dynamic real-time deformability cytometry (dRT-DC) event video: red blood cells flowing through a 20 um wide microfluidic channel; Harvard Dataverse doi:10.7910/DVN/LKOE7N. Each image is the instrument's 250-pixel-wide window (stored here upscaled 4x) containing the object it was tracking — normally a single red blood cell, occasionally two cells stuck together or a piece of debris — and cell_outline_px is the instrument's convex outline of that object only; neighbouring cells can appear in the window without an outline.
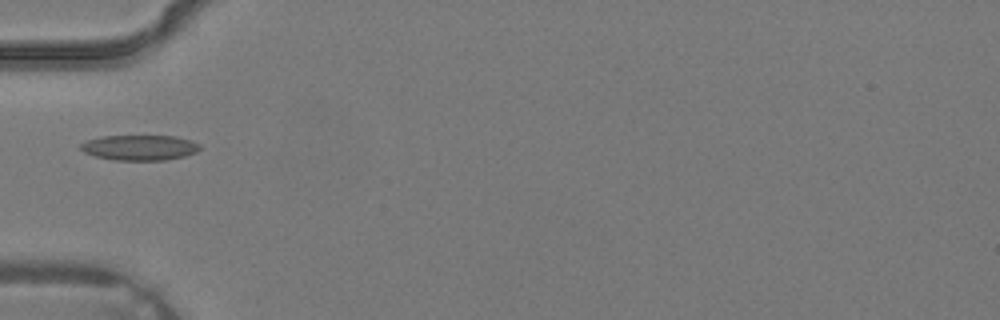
{"species": "common noctule bat (a hibernating species)", "species_latin": "Nyctalus noctula", "temperature_condition": "warm", "stored_images_in_passage": 1, "camera_frame_rate_fps": 3000, "um_per_image_px": 0.085, "animal": {"sex": "male", "body_mass_g": 19.2, "forearm_length_mm": 51.8}, "frame": {"image": 1, "passage_image": 1, "time_ms": 0.0, "image_size_px": [1000, 320], "cell_outline_px": [[200, 148], [196, 152], [184, 156], [164, 160], [112, 160], [96, 156], [84, 152], [80, 148], [80, 144], [88, 140], [100, 136], [176, 136], [200, 144]], "centroid_in_image_um": [11.85, 12.54], "position_along_channel_um": 73.1, "area_um2": 17.46}}